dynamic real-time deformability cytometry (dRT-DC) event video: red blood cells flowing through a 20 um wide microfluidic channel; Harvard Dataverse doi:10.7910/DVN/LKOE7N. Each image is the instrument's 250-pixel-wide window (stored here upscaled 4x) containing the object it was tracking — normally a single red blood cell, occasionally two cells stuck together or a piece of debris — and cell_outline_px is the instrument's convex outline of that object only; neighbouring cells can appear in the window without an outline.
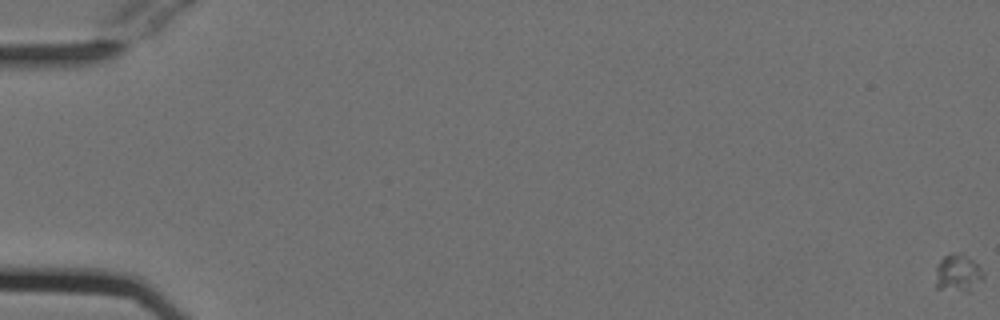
{"species": "Egyptian fruit bat (a non-hibernating species)", "species_latin": "Rousettus aegyptiacus", "temperature_condition": "cold", "stored_images_in_passage": 21, "camera_frame_rate_fps": 3000, "um_per_image_px": 0.085, "animal": {"sex": "female"}, "frame": {"image": 1, "passage_image": 1, "time_ms": 0.0, "image_size_px": [1000, 320], "cell_outline_px": [[984, 280], [968, 292], [964, 292], [936, 288], [936, 264], [944, 256], [960, 252], [964, 252], [984, 272]], "centroid_in_image_um": [81.44, 23.22], "position_along_channel_um": 3.6, "area_um2": 10.64}}
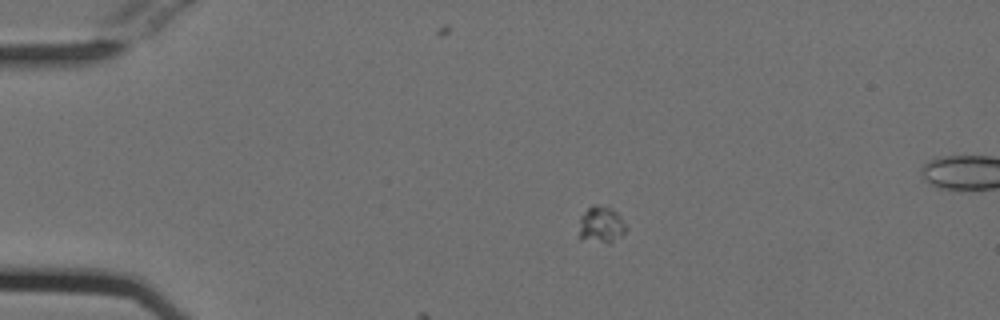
{"frame": {"image": 2, "passage_image": 14, "time_ms": 4.333, "image_size_px": [1000, 320], "cell_outline_px": [[628, 228], [612, 244], [608, 244], [580, 240], [576, 236], [580, 216], [592, 204], [596, 204], [612, 208], [620, 216]], "centroid_in_image_um": [51.04, 19.14], "position_along_channel_um": 34.0, "area_um2": 10.64}}